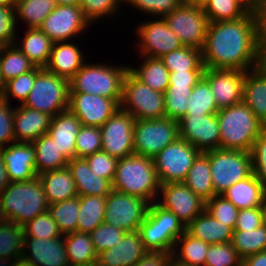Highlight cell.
<instances>
[{
    "label": "cell",
    "instance_id": "6da1fadb",
    "mask_svg": "<svg viewBox=\"0 0 266 266\" xmlns=\"http://www.w3.org/2000/svg\"><path fill=\"white\" fill-rule=\"evenodd\" d=\"M264 35V11L257 6L240 19L209 22L202 49L203 64L215 69H255L261 66Z\"/></svg>",
    "mask_w": 266,
    "mask_h": 266
},
{
    "label": "cell",
    "instance_id": "7a4b0ae2",
    "mask_svg": "<svg viewBox=\"0 0 266 266\" xmlns=\"http://www.w3.org/2000/svg\"><path fill=\"white\" fill-rule=\"evenodd\" d=\"M49 205L38 176L28 181L10 182L0 193V219L23 226L46 212Z\"/></svg>",
    "mask_w": 266,
    "mask_h": 266
},
{
    "label": "cell",
    "instance_id": "3957f363",
    "mask_svg": "<svg viewBox=\"0 0 266 266\" xmlns=\"http://www.w3.org/2000/svg\"><path fill=\"white\" fill-rule=\"evenodd\" d=\"M160 185L153 159L136 154L118 159L112 190L141 197L151 204L157 202Z\"/></svg>",
    "mask_w": 266,
    "mask_h": 266
},
{
    "label": "cell",
    "instance_id": "277c9868",
    "mask_svg": "<svg viewBox=\"0 0 266 266\" xmlns=\"http://www.w3.org/2000/svg\"><path fill=\"white\" fill-rule=\"evenodd\" d=\"M220 148L250 152L254 141L266 128L242 101L219 109Z\"/></svg>",
    "mask_w": 266,
    "mask_h": 266
},
{
    "label": "cell",
    "instance_id": "5b68a950",
    "mask_svg": "<svg viewBox=\"0 0 266 266\" xmlns=\"http://www.w3.org/2000/svg\"><path fill=\"white\" fill-rule=\"evenodd\" d=\"M87 63L69 80V92L90 93L111 99L122 98L123 78L128 65Z\"/></svg>",
    "mask_w": 266,
    "mask_h": 266
},
{
    "label": "cell",
    "instance_id": "8992f818",
    "mask_svg": "<svg viewBox=\"0 0 266 266\" xmlns=\"http://www.w3.org/2000/svg\"><path fill=\"white\" fill-rule=\"evenodd\" d=\"M137 231L147 251L172 253L186 227L173 212L153 202Z\"/></svg>",
    "mask_w": 266,
    "mask_h": 266
},
{
    "label": "cell",
    "instance_id": "52a82bcc",
    "mask_svg": "<svg viewBox=\"0 0 266 266\" xmlns=\"http://www.w3.org/2000/svg\"><path fill=\"white\" fill-rule=\"evenodd\" d=\"M204 153L209 158L212 183L217 195L253 173L250 152L219 148Z\"/></svg>",
    "mask_w": 266,
    "mask_h": 266
},
{
    "label": "cell",
    "instance_id": "ba28073f",
    "mask_svg": "<svg viewBox=\"0 0 266 266\" xmlns=\"http://www.w3.org/2000/svg\"><path fill=\"white\" fill-rule=\"evenodd\" d=\"M69 90V80L43 68L22 105L54 117L68 109Z\"/></svg>",
    "mask_w": 266,
    "mask_h": 266
},
{
    "label": "cell",
    "instance_id": "9c48e42d",
    "mask_svg": "<svg viewBox=\"0 0 266 266\" xmlns=\"http://www.w3.org/2000/svg\"><path fill=\"white\" fill-rule=\"evenodd\" d=\"M164 94L151 89L129 70L123 78L120 109L136 120L165 118Z\"/></svg>",
    "mask_w": 266,
    "mask_h": 266
},
{
    "label": "cell",
    "instance_id": "30bf717a",
    "mask_svg": "<svg viewBox=\"0 0 266 266\" xmlns=\"http://www.w3.org/2000/svg\"><path fill=\"white\" fill-rule=\"evenodd\" d=\"M177 138H179L177 120L169 118L135 120L133 134L134 154L153 159Z\"/></svg>",
    "mask_w": 266,
    "mask_h": 266
},
{
    "label": "cell",
    "instance_id": "8fae6325",
    "mask_svg": "<svg viewBox=\"0 0 266 266\" xmlns=\"http://www.w3.org/2000/svg\"><path fill=\"white\" fill-rule=\"evenodd\" d=\"M200 151L182 138H177L154 158L160 184L183 182Z\"/></svg>",
    "mask_w": 266,
    "mask_h": 266
},
{
    "label": "cell",
    "instance_id": "7c38bea8",
    "mask_svg": "<svg viewBox=\"0 0 266 266\" xmlns=\"http://www.w3.org/2000/svg\"><path fill=\"white\" fill-rule=\"evenodd\" d=\"M150 203L137 196L112 190L106 199L104 223L126 232L137 231Z\"/></svg>",
    "mask_w": 266,
    "mask_h": 266
},
{
    "label": "cell",
    "instance_id": "4fadbf2b",
    "mask_svg": "<svg viewBox=\"0 0 266 266\" xmlns=\"http://www.w3.org/2000/svg\"><path fill=\"white\" fill-rule=\"evenodd\" d=\"M183 46L204 48L208 19L203 8L180 4L163 18Z\"/></svg>",
    "mask_w": 266,
    "mask_h": 266
},
{
    "label": "cell",
    "instance_id": "5bb4252c",
    "mask_svg": "<svg viewBox=\"0 0 266 266\" xmlns=\"http://www.w3.org/2000/svg\"><path fill=\"white\" fill-rule=\"evenodd\" d=\"M136 25L137 55L152 58L162 56L183 46L177 35L168 27L163 18H150Z\"/></svg>",
    "mask_w": 266,
    "mask_h": 266
},
{
    "label": "cell",
    "instance_id": "9a60e30c",
    "mask_svg": "<svg viewBox=\"0 0 266 266\" xmlns=\"http://www.w3.org/2000/svg\"><path fill=\"white\" fill-rule=\"evenodd\" d=\"M157 203L173 212L185 227L201 214L206 206V201L194 194L184 182L161 184Z\"/></svg>",
    "mask_w": 266,
    "mask_h": 266
},
{
    "label": "cell",
    "instance_id": "2e32d148",
    "mask_svg": "<svg viewBox=\"0 0 266 266\" xmlns=\"http://www.w3.org/2000/svg\"><path fill=\"white\" fill-rule=\"evenodd\" d=\"M135 118L120 108L100 127L101 150L121 159L134 154L133 134Z\"/></svg>",
    "mask_w": 266,
    "mask_h": 266
},
{
    "label": "cell",
    "instance_id": "e0dca14e",
    "mask_svg": "<svg viewBox=\"0 0 266 266\" xmlns=\"http://www.w3.org/2000/svg\"><path fill=\"white\" fill-rule=\"evenodd\" d=\"M91 24L85 19L80 6L57 5L44 19L39 29L53 42L71 41L81 36Z\"/></svg>",
    "mask_w": 266,
    "mask_h": 266
},
{
    "label": "cell",
    "instance_id": "ac0fdd59",
    "mask_svg": "<svg viewBox=\"0 0 266 266\" xmlns=\"http://www.w3.org/2000/svg\"><path fill=\"white\" fill-rule=\"evenodd\" d=\"M121 99L82 92H69L68 109L81 125L101 127L119 108Z\"/></svg>",
    "mask_w": 266,
    "mask_h": 266
},
{
    "label": "cell",
    "instance_id": "d6986e66",
    "mask_svg": "<svg viewBox=\"0 0 266 266\" xmlns=\"http://www.w3.org/2000/svg\"><path fill=\"white\" fill-rule=\"evenodd\" d=\"M179 137L200 152L220 148V128L216 114H186L178 121Z\"/></svg>",
    "mask_w": 266,
    "mask_h": 266
},
{
    "label": "cell",
    "instance_id": "ffe728a7",
    "mask_svg": "<svg viewBox=\"0 0 266 266\" xmlns=\"http://www.w3.org/2000/svg\"><path fill=\"white\" fill-rule=\"evenodd\" d=\"M203 77L209 82L218 110L243 101L245 71L205 67Z\"/></svg>",
    "mask_w": 266,
    "mask_h": 266
},
{
    "label": "cell",
    "instance_id": "44dd1931",
    "mask_svg": "<svg viewBox=\"0 0 266 266\" xmlns=\"http://www.w3.org/2000/svg\"><path fill=\"white\" fill-rule=\"evenodd\" d=\"M0 153L10 182L28 181L38 176L32 143H10L0 147Z\"/></svg>",
    "mask_w": 266,
    "mask_h": 266
},
{
    "label": "cell",
    "instance_id": "7402d4cb",
    "mask_svg": "<svg viewBox=\"0 0 266 266\" xmlns=\"http://www.w3.org/2000/svg\"><path fill=\"white\" fill-rule=\"evenodd\" d=\"M23 257L34 266H70L63 236L50 239L25 237Z\"/></svg>",
    "mask_w": 266,
    "mask_h": 266
},
{
    "label": "cell",
    "instance_id": "603a6c76",
    "mask_svg": "<svg viewBox=\"0 0 266 266\" xmlns=\"http://www.w3.org/2000/svg\"><path fill=\"white\" fill-rule=\"evenodd\" d=\"M146 252L138 231L126 232L114 247L98 254L96 266H134Z\"/></svg>",
    "mask_w": 266,
    "mask_h": 266
},
{
    "label": "cell",
    "instance_id": "cb8c5ba5",
    "mask_svg": "<svg viewBox=\"0 0 266 266\" xmlns=\"http://www.w3.org/2000/svg\"><path fill=\"white\" fill-rule=\"evenodd\" d=\"M52 117L17 104L13 113V129L15 142L32 143L40 136L47 134Z\"/></svg>",
    "mask_w": 266,
    "mask_h": 266
},
{
    "label": "cell",
    "instance_id": "d4e9b609",
    "mask_svg": "<svg viewBox=\"0 0 266 266\" xmlns=\"http://www.w3.org/2000/svg\"><path fill=\"white\" fill-rule=\"evenodd\" d=\"M79 45L71 41L53 42L49 62L45 69L48 72L70 80L86 62Z\"/></svg>",
    "mask_w": 266,
    "mask_h": 266
},
{
    "label": "cell",
    "instance_id": "484cf974",
    "mask_svg": "<svg viewBox=\"0 0 266 266\" xmlns=\"http://www.w3.org/2000/svg\"><path fill=\"white\" fill-rule=\"evenodd\" d=\"M80 127L81 122L69 109L51 119L48 134L68 161L75 158V141Z\"/></svg>",
    "mask_w": 266,
    "mask_h": 266
},
{
    "label": "cell",
    "instance_id": "4316f807",
    "mask_svg": "<svg viewBox=\"0 0 266 266\" xmlns=\"http://www.w3.org/2000/svg\"><path fill=\"white\" fill-rule=\"evenodd\" d=\"M67 167L72 173L79 197L107 196L112 191V183L96 176L85 158H73L68 161Z\"/></svg>",
    "mask_w": 266,
    "mask_h": 266
},
{
    "label": "cell",
    "instance_id": "83f0119b",
    "mask_svg": "<svg viewBox=\"0 0 266 266\" xmlns=\"http://www.w3.org/2000/svg\"><path fill=\"white\" fill-rule=\"evenodd\" d=\"M243 102L266 127V71L262 66L245 71Z\"/></svg>",
    "mask_w": 266,
    "mask_h": 266
},
{
    "label": "cell",
    "instance_id": "f1b7e54d",
    "mask_svg": "<svg viewBox=\"0 0 266 266\" xmlns=\"http://www.w3.org/2000/svg\"><path fill=\"white\" fill-rule=\"evenodd\" d=\"M24 30L22 38L16 36L14 44L36 67L45 68L50 59L53 41L39 28H25Z\"/></svg>",
    "mask_w": 266,
    "mask_h": 266
},
{
    "label": "cell",
    "instance_id": "f546056e",
    "mask_svg": "<svg viewBox=\"0 0 266 266\" xmlns=\"http://www.w3.org/2000/svg\"><path fill=\"white\" fill-rule=\"evenodd\" d=\"M49 204H55L77 196V189L69 168L63 167L38 175Z\"/></svg>",
    "mask_w": 266,
    "mask_h": 266
},
{
    "label": "cell",
    "instance_id": "4dcf8cb0",
    "mask_svg": "<svg viewBox=\"0 0 266 266\" xmlns=\"http://www.w3.org/2000/svg\"><path fill=\"white\" fill-rule=\"evenodd\" d=\"M186 231L194 238L209 244L231 242L233 229L216 220L204 210L187 227Z\"/></svg>",
    "mask_w": 266,
    "mask_h": 266
},
{
    "label": "cell",
    "instance_id": "1f68e13d",
    "mask_svg": "<svg viewBox=\"0 0 266 266\" xmlns=\"http://www.w3.org/2000/svg\"><path fill=\"white\" fill-rule=\"evenodd\" d=\"M222 195L230 200L239 210L262 207L266 195L260 181L252 173L249 177L236 182Z\"/></svg>",
    "mask_w": 266,
    "mask_h": 266
},
{
    "label": "cell",
    "instance_id": "d6a6232c",
    "mask_svg": "<svg viewBox=\"0 0 266 266\" xmlns=\"http://www.w3.org/2000/svg\"><path fill=\"white\" fill-rule=\"evenodd\" d=\"M139 66L128 65V70L151 89L164 93L169 86L170 72L160 58L139 56ZM142 58V59H141Z\"/></svg>",
    "mask_w": 266,
    "mask_h": 266
},
{
    "label": "cell",
    "instance_id": "836d02e7",
    "mask_svg": "<svg viewBox=\"0 0 266 266\" xmlns=\"http://www.w3.org/2000/svg\"><path fill=\"white\" fill-rule=\"evenodd\" d=\"M63 237L70 266H96L98 255L90 233L76 231Z\"/></svg>",
    "mask_w": 266,
    "mask_h": 266
},
{
    "label": "cell",
    "instance_id": "e575fe53",
    "mask_svg": "<svg viewBox=\"0 0 266 266\" xmlns=\"http://www.w3.org/2000/svg\"><path fill=\"white\" fill-rule=\"evenodd\" d=\"M183 182L205 201L217 195L212 183L209 158L204 152H200L195 158Z\"/></svg>",
    "mask_w": 266,
    "mask_h": 266
},
{
    "label": "cell",
    "instance_id": "d590c367",
    "mask_svg": "<svg viewBox=\"0 0 266 266\" xmlns=\"http://www.w3.org/2000/svg\"><path fill=\"white\" fill-rule=\"evenodd\" d=\"M32 144L35 148V166L38 175L67 166L68 160L60 153L48 133L40 136Z\"/></svg>",
    "mask_w": 266,
    "mask_h": 266
},
{
    "label": "cell",
    "instance_id": "8d00e7d4",
    "mask_svg": "<svg viewBox=\"0 0 266 266\" xmlns=\"http://www.w3.org/2000/svg\"><path fill=\"white\" fill-rule=\"evenodd\" d=\"M254 7L251 0H208L203 10L209 22H220L240 19Z\"/></svg>",
    "mask_w": 266,
    "mask_h": 266
},
{
    "label": "cell",
    "instance_id": "74e56055",
    "mask_svg": "<svg viewBox=\"0 0 266 266\" xmlns=\"http://www.w3.org/2000/svg\"><path fill=\"white\" fill-rule=\"evenodd\" d=\"M106 199L107 196L79 197L77 232L91 233L96 227L104 223Z\"/></svg>",
    "mask_w": 266,
    "mask_h": 266
},
{
    "label": "cell",
    "instance_id": "f35d334b",
    "mask_svg": "<svg viewBox=\"0 0 266 266\" xmlns=\"http://www.w3.org/2000/svg\"><path fill=\"white\" fill-rule=\"evenodd\" d=\"M35 67L15 44L0 46V75L4 84Z\"/></svg>",
    "mask_w": 266,
    "mask_h": 266
},
{
    "label": "cell",
    "instance_id": "ab89813d",
    "mask_svg": "<svg viewBox=\"0 0 266 266\" xmlns=\"http://www.w3.org/2000/svg\"><path fill=\"white\" fill-rule=\"evenodd\" d=\"M209 243L194 238L185 231L176 241L172 256L191 266H205Z\"/></svg>",
    "mask_w": 266,
    "mask_h": 266
},
{
    "label": "cell",
    "instance_id": "60d3db41",
    "mask_svg": "<svg viewBox=\"0 0 266 266\" xmlns=\"http://www.w3.org/2000/svg\"><path fill=\"white\" fill-rule=\"evenodd\" d=\"M16 24L23 22L27 28H39L44 19L54 10V0H26L14 3ZM21 20V21H20Z\"/></svg>",
    "mask_w": 266,
    "mask_h": 266
},
{
    "label": "cell",
    "instance_id": "b9f144b4",
    "mask_svg": "<svg viewBox=\"0 0 266 266\" xmlns=\"http://www.w3.org/2000/svg\"><path fill=\"white\" fill-rule=\"evenodd\" d=\"M168 71L185 72L188 70H205L202 60V50L182 46L181 48L169 52L160 58Z\"/></svg>",
    "mask_w": 266,
    "mask_h": 266
},
{
    "label": "cell",
    "instance_id": "7bdbcfd3",
    "mask_svg": "<svg viewBox=\"0 0 266 266\" xmlns=\"http://www.w3.org/2000/svg\"><path fill=\"white\" fill-rule=\"evenodd\" d=\"M24 238L23 226L0 219V258L22 257Z\"/></svg>",
    "mask_w": 266,
    "mask_h": 266
},
{
    "label": "cell",
    "instance_id": "ee69618b",
    "mask_svg": "<svg viewBox=\"0 0 266 266\" xmlns=\"http://www.w3.org/2000/svg\"><path fill=\"white\" fill-rule=\"evenodd\" d=\"M231 243L242 260L247 256L266 251V227L263 224L255 230H233Z\"/></svg>",
    "mask_w": 266,
    "mask_h": 266
},
{
    "label": "cell",
    "instance_id": "f6af8a7d",
    "mask_svg": "<svg viewBox=\"0 0 266 266\" xmlns=\"http://www.w3.org/2000/svg\"><path fill=\"white\" fill-rule=\"evenodd\" d=\"M48 213L55 220L62 235L76 232L79 216V196L50 204Z\"/></svg>",
    "mask_w": 266,
    "mask_h": 266
},
{
    "label": "cell",
    "instance_id": "bcb514c9",
    "mask_svg": "<svg viewBox=\"0 0 266 266\" xmlns=\"http://www.w3.org/2000/svg\"><path fill=\"white\" fill-rule=\"evenodd\" d=\"M217 112L218 108L211 92L209 82L202 77L192 88L186 114L205 115L216 114Z\"/></svg>",
    "mask_w": 266,
    "mask_h": 266
},
{
    "label": "cell",
    "instance_id": "7dc6e473",
    "mask_svg": "<svg viewBox=\"0 0 266 266\" xmlns=\"http://www.w3.org/2000/svg\"><path fill=\"white\" fill-rule=\"evenodd\" d=\"M122 2L124 3V0H81L80 9L85 19L93 26L94 22L97 24V20H111L119 15Z\"/></svg>",
    "mask_w": 266,
    "mask_h": 266
},
{
    "label": "cell",
    "instance_id": "c3c4849f",
    "mask_svg": "<svg viewBox=\"0 0 266 266\" xmlns=\"http://www.w3.org/2000/svg\"><path fill=\"white\" fill-rule=\"evenodd\" d=\"M42 69L41 67H35L30 72L21 74L6 82L2 98L9 103H11L10 100L13 98L15 101H20L19 104H23L34 85L36 75Z\"/></svg>",
    "mask_w": 266,
    "mask_h": 266
},
{
    "label": "cell",
    "instance_id": "681fc988",
    "mask_svg": "<svg viewBox=\"0 0 266 266\" xmlns=\"http://www.w3.org/2000/svg\"><path fill=\"white\" fill-rule=\"evenodd\" d=\"M101 146L100 127L81 125L75 141V158H86L100 151Z\"/></svg>",
    "mask_w": 266,
    "mask_h": 266
},
{
    "label": "cell",
    "instance_id": "f907efd6",
    "mask_svg": "<svg viewBox=\"0 0 266 266\" xmlns=\"http://www.w3.org/2000/svg\"><path fill=\"white\" fill-rule=\"evenodd\" d=\"M24 237H34L38 239H50L62 237L57 223L50 216L48 211L39 214L31 221L23 225Z\"/></svg>",
    "mask_w": 266,
    "mask_h": 266
},
{
    "label": "cell",
    "instance_id": "816d5d0a",
    "mask_svg": "<svg viewBox=\"0 0 266 266\" xmlns=\"http://www.w3.org/2000/svg\"><path fill=\"white\" fill-rule=\"evenodd\" d=\"M205 210L216 220L230 226L233 230L236 226L239 209L222 194L214 195L206 201Z\"/></svg>",
    "mask_w": 266,
    "mask_h": 266
},
{
    "label": "cell",
    "instance_id": "f5cc1de1",
    "mask_svg": "<svg viewBox=\"0 0 266 266\" xmlns=\"http://www.w3.org/2000/svg\"><path fill=\"white\" fill-rule=\"evenodd\" d=\"M205 266H242V259L231 242L209 244Z\"/></svg>",
    "mask_w": 266,
    "mask_h": 266
},
{
    "label": "cell",
    "instance_id": "db71d44e",
    "mask_svg": "<svg viewBox=\"0 0 266 266\" xmlns=\"http://www.w3.org/2000/svg\"><path fill=\"white\" fill-rule=\"evenodd\" d=\"M127 3V4H126ZM181 0H124L123 5L136 8L138 12L153 16V18H164L181 4ZM145 13V14H144Z\"/></svg>",
    "mask_w": 266,
    "mask_h": 266
},
{
    "label": "cell",
    "instance_id": "11a10c76",
    "mask_svg": "<svg viewBox=\"0 0 266 266\" xmlns=\"http://www.w3.org/2000/svg\"><path fill=\"white\" fill-rule=\"evenodd\" d=\"M125 233L126 231L117 229L107 223H102L96 227L90 235L97 255L114 247L124 237Z\"/></svg>",
    "mask_w": 266,
    "mask_h": 266
},
{
    "label": "cell",
    "instance_id": "9f6ffc18",
    "mask_svg": "<svg viewBox=\"0 0 266 266\" xmlns=\"http://www.w3.org/2000/svg\"><path fill=\"white\" fill-rule=\"evenodd\" d=\"M163 94L165 118L179 121L186 116L188 101L192 92L165 91Z\"/></svg>",
    "mask_w": 266,
    "mask_h": 266
},
{
    "label": "cell",
    "instance_id": "6f0895ef",
    "mask_svg": "<svg viewBox=\"0 0 266 266\" xmlns=\"http://www.w3.org/2000/svg\"><path fill=\"white\" fill-rule=\"evenodd\" d=\"M253 174L260 181L266 195V128L254 141L250 151Z\"/></svg>",
    "mask_w": 266,
    "mask_h": 266
},
{
    "label": "cell",
    "instance_id": "680465c9",
    "mask_svg": "<svg viewBox=\"0 0 266 266\" xmlns=\"http://www.w3.org/2000/svg\"><path fill=\"white\" fill-rule=\"evenodd\" d=\"M85 159L96 176L107 179L112 183L118 161L117 158L100 150Z\"/></svg>",
    "mask_w": 266,
    "mask_h": 266
},
{
    "label": "cell",
    "instance_id": "91938a15",
    "mask_svg": "<svg viewBox=\"0 0 266 266\" xmlns=\"http://www.w3.org/2000/svg\"><path fill=\"white\" fill-rule=\"evenodd\" d=\"M15 6H0V46L12 45L18 35Z\"/></svg>",
    "mask_w": 266,
    "mask_h": 266
},
{
    "label": "cell",
    "instance_id": "94428289",
    "mask_svg": "<svg viewBox=\"0 0 266 266\" xmlns=\"http://www.w3.org/2000/svg\"><path fill=\"white\" fill-rule=\"evenodd\" d=\"M205 70H188L172 72L169 75V86L165 91L192 92V88L201 80Z\"/></svg>",
    "mask_w": 266,
    "mask_h": 266
},
{
    "label": "cell",
    "instance_id": "6125c7cd",
    "mask_svg": "<svg viewBox=\"0 0 266 266\" xmlns=\"http://www.w3.org/2000/svg\"><path fill=\"white\" fill-rule=\"evenodd\" d=\"M14 107L0 97V147L8 146L15 142L13 129Z\"/></svg>",
    "mask_w": 266,
    "mask_h": 266
},
{
    "label": "cell",
    "instance_id": "be15d7a7",
    "mask_svg": "<svg viewBox=\"0 0 266 266\" xmlns=\"http://www.w3.org/2000/svg\"><path fill=\"white\" fill-rule=\"evenodd\" d=\"M261 225H263L262 207L240 209L234 230H255Z\"/></svg>",
    "mask_w": 266,
    "mask_h": 266
},
{
    "label": "cell",
    "instance_id": "e7e4bbea",
    "mask_svg": "<svg viewBox=\"0 0 266 266\" xmlns=\"http://www.w3.org/2000/svg\"><path fill=\"white\" fill-rule=\"evenodd\" d=\"M172 258L169 252L147 251L134 266H168Z\"/></svg>",
    "mask_w": 266,
    "mask_h": 266
},
{
    "label": "cell",
    "instance_id": "03108f58",
    "mask_svg": "<svg viewBox=\"0 0 266 266\" xmlns=\"http://www.w3.org/2000/svg\"><path fill=\"white\" fill-rule=\"evenodd\" d=\"M242 266H266V251L247 256L242 260Z\"/></svg>",
    "mask_w": 266,
    "mask_h": 266
},
{
    "label": "cell",
    "instance_id": "003e7915",
    "mask_svg": "<svg viewBox=\"0 0 266 266\" xmlns=\"http://www.w3.org/2000/svg\"><path fill=\"white\" fill-rule=\"evenodd\" d=\"M10 183L7 175V171L5 169V164L2 160V156L0 153V193L2 190Z\"/></svg>",
    "mask_w": 266,
    "mask_h": 266
},
{
    "label": "cell",
    "instance_id": "a7ac6f4b",
    "mask_svg": "<svg viewBox=\"0 0 266 266\" xmlns=\"http://www.w3.org/2000/svg\"><path fill=\"white\" fill-rule=\"evenodd\" d=\"M181 2L184 5L203 8L208 0H181Z\"/></svg>",
    "mask_w": 266,
    "mask_h": 266
},
{
    "label": "cell",
    "instance_id": "89a4df30",
    "mask_svg": "<svg viewBox=\"0 0 266 266\" xmlns=\"http://www.w3.org/2000/svg\"><path fill=\"white\" fill-rule=\"evenodd\" d=\"M261 66L266 71V36L264 35L261 45Z\"/></svg>",
    "mask_w": 266,
    "mask_h": 266
},
{
    "label": "cell",
    "instance_id": "2644e50d",
    "mask_svg": "<svg viewBox=\"0 0 266 266\" xmlns=\"http://www.w3.org/2000/svg\"><path fill=\"white\" fill-rule=\"evenodd\" d=\"M12 266H34L27 258L25 257H18L13 259Z\"/></svg>",
    "mask_w": 266,
    "mask_h": 266
},
{
    "label": "cell",
    "instance_id": "8c879c8a",
    "mask_svg": "<svg viewBox=\"0 0 266 266\" xmlns=\"http://www.w3.org/2000/svg\"><path fill=\"white\" fill-rule=\"evenodd\" d=\"M57 5H76L80 6L81 0H54Z\"/></svg>",
    "mask_w": 266,
    "mask_h": 266
},
{
    "label": "cell",
    "instance_id": "753ad0ef",
    "mask_svg": "<svg viewBox=\"0 0 266 266\" xmlns=\"http://www.w3.org/2000/svg\"><path fill=\"white\" fill-rule=\"evenodd\" d=\"M168 266H191V265H188V264H185V263H182L178 260H176L173 256L169 262V265Z\"/></svg>",
    "mask_w": 266,
    "mask_h": 266
},
{
    "label": "cell",
    "instance_id": "34e18365",
    "mask_svg": "<svg viewBox=\"0 0 266 266\" xmlns=\"http://www.w3.org/2000/svg\"><path fill=\"white\" fill-rule=\"evenodd\" d=\"M13 259L0 258V266H12Z\"/></svg>",
    "mask_w": 266,
    "mask_h": 266
},
{
    "label": "cell",
    "instance_id": "11e5206c",
    "mask_svg": "<svg viewBox=\"0 0 266 266\" xmlns=\"http://www.w3.org/2000/svg\"><path fill=\"white\" fill-rule=\"evenodd\" d=\"M251 1L257 7L264 8L266 6V0H251Z\"/></svg>",
    "mask_w": 266,
    "mask_h": 266
},
{
    "label": "cell",
    "instance_id": "2a66077c",
    "mask_svg": "<svg viewBox=\"0 0 266 266\" xmlns=\"http://www.w3.org/2000/svg\"><path fill=\"white\" fill-rule=\"evenodd\" d=\"M262 210H263V224L266 227V197L262 205Z\"/></svg>",
    "mask_w": 266,
    "mask_h": 266
},
{
    "label": "cell",
    "instance_id": "b9fcfbb0",
    "mask_svg": "<svg viewBox=\"0 0 266 266\" xmlns=\"http://www.w3.org/2000/svg\"><path fill=\"white\" fill-rule=\"evenodd\" d=\"M14 5L13 0H0V6Z\"/></svg>",
    "mask_w": 266,
    "mask_h": 266
},
{
    "label": "cell",
    "instance_id": "09005b40",
    "mask_svg": "<svg viewBox=\"0 0 266 266\" xmlns=\"http://www.w3.org/2000/svg\"><path fill=\"white\" fill-rule=\"evenodd\" d=\"M4 88H5V84H4V82L2 81V78H1V75H0V97L3 96Z\"/></svg>",
    "mask_w": 266,
    "mask_h": 266
},
{
    "label": "cell",
    "instance_id": "979ff035",
    "mask_svg": "<svg viewBox=\"0 0 266 266\" xmlns=\"http://www.w3.org/2000/svg\"><path fill=\"white\" fill-rule=\"evenodd\" d=\"M264 34L266 36V13H264Z\"/></svg>",
    "mask_w": 266,
    "mask_h": 266
},
{
    "label": "cell",
    "instance_id": "deb4b68c",
    "mask_svg": "<svg viewBox=\"0 0 266 266\" xmlns=\"http://www.w3.org/2000/svg\"><path fill=\"white\" fill-rule=\"evenodd\" d=\"M26 0H13V3H20V2H24Z\"/></svg>",
    "mask_w": 266,
    "mask_h": 266
},
{
    "label": "cell",
    "instance_id": "67dfc351",
    "mask_svg": "<svg viewBox=\"0 0 266 266\" xmlns=\"http://www.w3.org/2000/svg\"><path fill=\"white\" fill-rule=\"evenodd\" d=\"M264 13H266V6L263 8Z\"/></svg>",
    "mask_w": 266,
    "mask_h": 266
}]
</instances>
